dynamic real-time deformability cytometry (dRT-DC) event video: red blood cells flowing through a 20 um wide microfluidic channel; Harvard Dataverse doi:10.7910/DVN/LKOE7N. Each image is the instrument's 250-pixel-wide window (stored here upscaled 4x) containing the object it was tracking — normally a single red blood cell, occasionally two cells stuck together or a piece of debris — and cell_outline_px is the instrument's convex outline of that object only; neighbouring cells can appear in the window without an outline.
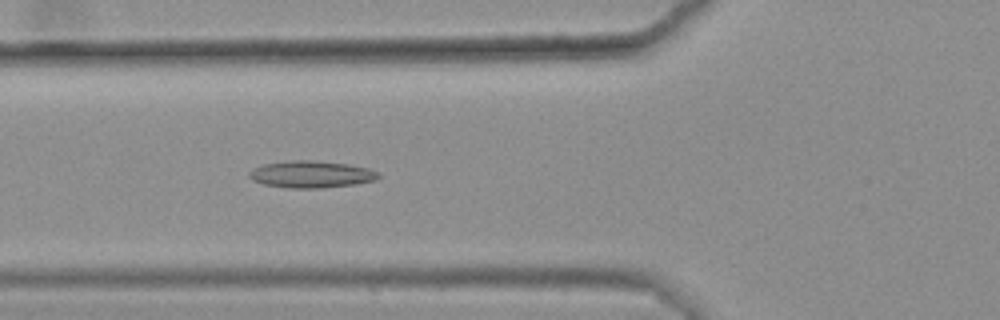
{"species": "common noctule bat (a hibernating species)", "species_latin": "Nyctalus noctula", "temperature_condition": "warm", "stored_images_in_passage": 49, "camera_frame_rate_fps": 3000, "um_per_image_px": 0.085, "animal": {"sex": "female", "body_mass_g": 25.1}, "frame": {"image": 1, "passage_image": 21, "time_ms": 6.667, "image_size_px": [1000, 320], "cell_outline_px": [[380, 176], [376, 180], [356, 184], [320, 188], [288, 188], [264, 184], [252, 180], [248, 176], [248, 172], [264, 164], [292, 160], [312, 160], [348, 164], [368, 168], [376, 172]], "centroid_in_image_um": [26.45, 14.82], "position_along_channel_um": 99.3, "area_um2": 20.17}}
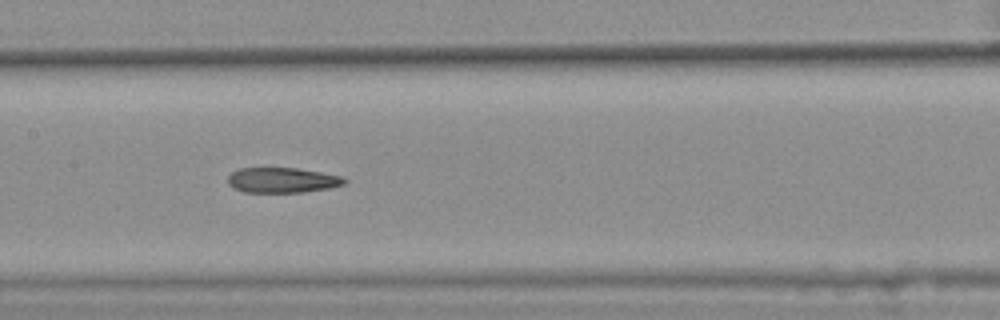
{"frame": {"image": 2, "passage_image": 28, "time_ms": 9.0, "image_size_px": [1000, 320], "cell_outline_px": [[348, 180], [344, 184], [328, 188], [300, 192], [244, 192], [228, 184], [228, 176], [232, 172], [240, 168], [296, 168], [344, 176]], "centroid_in_image_um": [24.01, 15.3], "position_along_channel_um": 183.4, "area_um2": 16.99}}
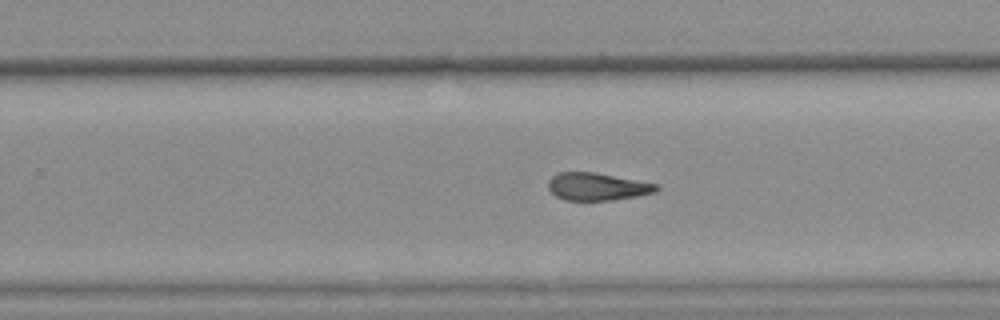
{"frame": {"image": 3, "passage_image": 36, "time_ms": 11.667, "image_size_px": [1000, 320], "cell_outline_px": [[660, 188], [656, 192], [636, 196], [612, 200], [564, 200], [556, 196], [548, 188], [548, 180], [552, 176], [560, 172], [596, 172], [660, 184]], "centroid_in_image_um": [50.79, 15.85], "position_along_channel_um": 279.0, "area_um2": 17.51}, "authors_computed_cell_mechanics": {"area_um2": 18.6116, "velocity_mm_per_s": 3.6009, "shape_relaxation_time_tau1_ms": null, "shape_relaxation_time_tau2_ms": 5.1206, "deformation_change_tau1": null, "deformation_change_tau2": 0.147}}